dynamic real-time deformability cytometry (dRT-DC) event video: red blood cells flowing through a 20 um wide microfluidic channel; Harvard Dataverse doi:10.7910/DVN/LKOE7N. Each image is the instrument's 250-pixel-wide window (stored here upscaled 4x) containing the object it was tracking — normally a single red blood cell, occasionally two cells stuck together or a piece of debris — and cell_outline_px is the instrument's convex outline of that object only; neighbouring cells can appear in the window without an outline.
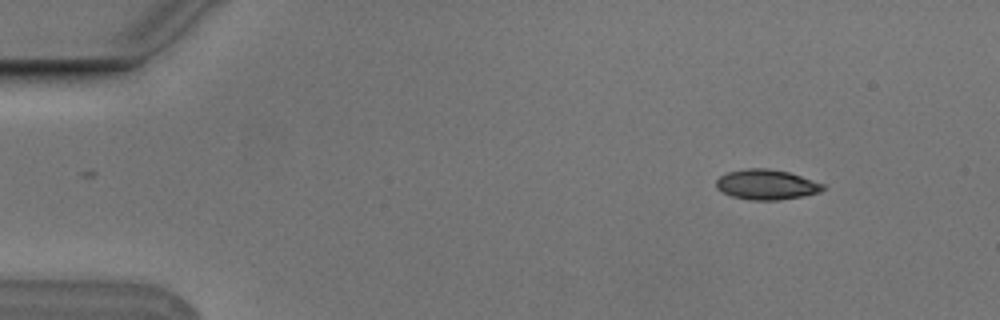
{"species": "Egyptian fruit bat (a non-hibernating species)", "species_latin": "Rousettus aegyptiacus", "temperature_condition": "cold", "stored_images_in_passage": 4, "camera_frame_rate_fps": 3000, "um_per_image_px": 0.085, "animal": {"sex": "male"}, "frame": {"image": 1, "passage_image": 2, "time_ms": 0.333, "image_size_px": [1000, 320], "cell_outline_px": [[824, 188], [820, 192], [800, 196], [776, 200], [752, 200], [732, 196], [716, 188], [716, 180], [720, 176], [728, 172], [744, 168], [768, 168], [788, 172], [824, 184]], "centroid_in_image_um": [65.12, 15.68], "position_along_channel_um": 19.9, "area_um2": 18.5}}
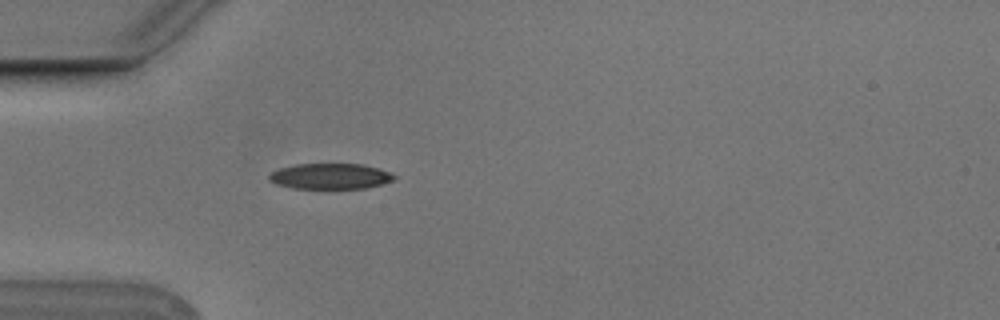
{"frame": {"image": 2, "passage_image": 4, "time_ms": 1.0, "image_size_px": [1000, 320], "cell_outline_px": [[396, 180], [364, 188], [292, 188], [276, 184], [268, 180], [268, 176], [272, 172], [280, 168], [296, 164], [364, 164], [380, 168], [392, 172], [396, 176]], "centroid_in_image_um": [28.11, 14.97], "position_along_channel_um": 56.9, "area_um2": 18.79}}